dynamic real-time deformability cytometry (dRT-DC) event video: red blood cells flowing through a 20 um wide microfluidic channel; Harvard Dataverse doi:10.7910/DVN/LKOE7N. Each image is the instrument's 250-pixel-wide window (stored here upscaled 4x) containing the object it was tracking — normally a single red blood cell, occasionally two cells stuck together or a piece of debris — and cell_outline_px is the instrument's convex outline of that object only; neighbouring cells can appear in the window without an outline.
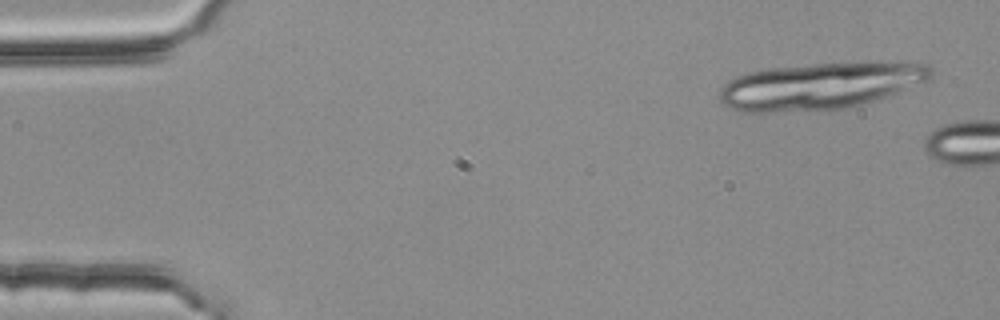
{"species": "common noctule bat (a hibernating species)", "species_latin": "Nyctalus noctula", "temperature_condition": "room temperature", "stored_images_in_passage": 2, "camera_frame_rate_fps": 3000, "um_per_image_px": 0.085, "animal": {"sex": "female", "body_mass_g": 25.1}, "frame": {"image": 1, "passage_image": 1, "time_ms": 0.0, "image_size_px": [1000, 320], "cell_outline_px": [[932, 76], [928, 80], [896, 92], [860, 104], [832, 112], [740, 112], [724, 104], [720, 100], [720, 88], [728, 80], [736, 76], [768, 68], [816, 64], [928, 64], [932, 68]], "centroid_in_image_um": [69.59, 7.36], "position_along_channel_um": 15.4, "area_um2": 56.76}}